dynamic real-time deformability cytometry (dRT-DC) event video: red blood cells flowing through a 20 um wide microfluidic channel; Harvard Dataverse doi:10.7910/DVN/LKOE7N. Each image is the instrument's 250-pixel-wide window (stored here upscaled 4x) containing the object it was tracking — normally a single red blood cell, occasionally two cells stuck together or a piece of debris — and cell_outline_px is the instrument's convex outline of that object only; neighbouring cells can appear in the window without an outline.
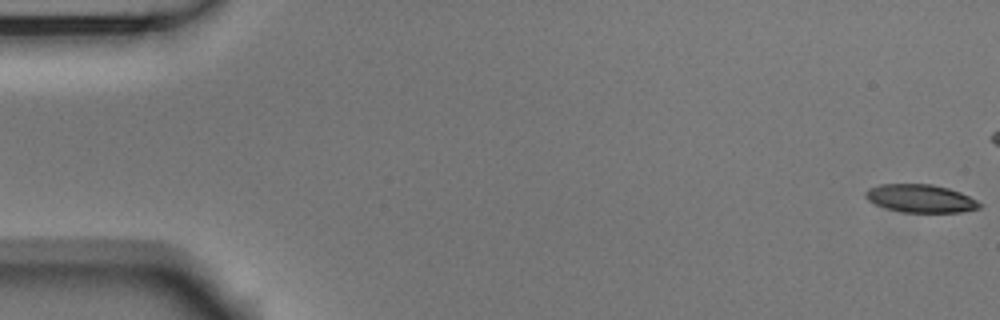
{"species": "Egyptian fruit bat (a non-hibernating species)", "species_latin": "Rousettus aegyptiacus", "temperature_condition": "room temperature", "stored_images_in_passage": 44, "camera_frame_rate_fps": 3000, "um_per_image_px": 0.085, "animal": {"sex": "male"}, "frame": {"image": 1, "passage_image": 1, "time_ms": 0.0, "image_size_px": [1000, 320], "cell_outline_px": [[984, 204], [980, 208], [960, 212], [900, 212], [876, 204], [868, 200], [864, 196], [864, 192], [868, 188], [880, 184], [932, 184], [948, 188], [960, 192]], "centroid_in_image_um": [78.24, 16.86], "position_along_channel_um": 6.8, "area_um2": 18.61}}
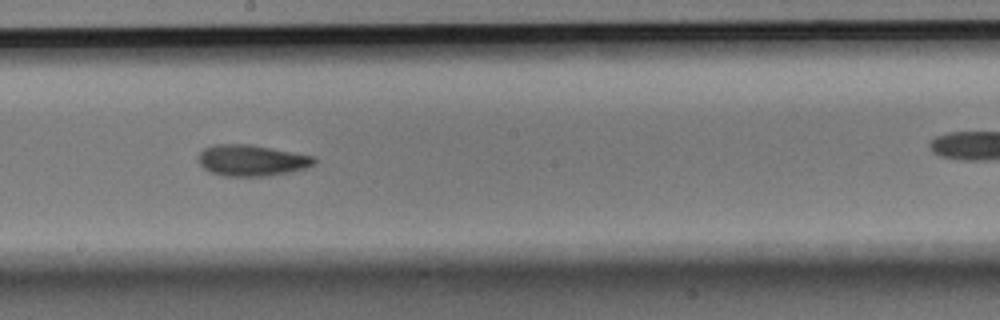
{"frame": {"image": 2, "passage_image": 30, "time_ms": 9.667, "image_size_px": [1000, 320], "cell_outline_px": [[316, 160], [312, 164], [304, 168], [292, 172], [268, 176], [224, 176], [212, 172], [204, 168], [200, 164], [200, 152], [204, 148], [212, 144], [248, 144], [316, 156]], "centroid_in_image_um": [21.4, 13.63], "position_along_channel_um": 226.8, "area_um2": 20.92}}
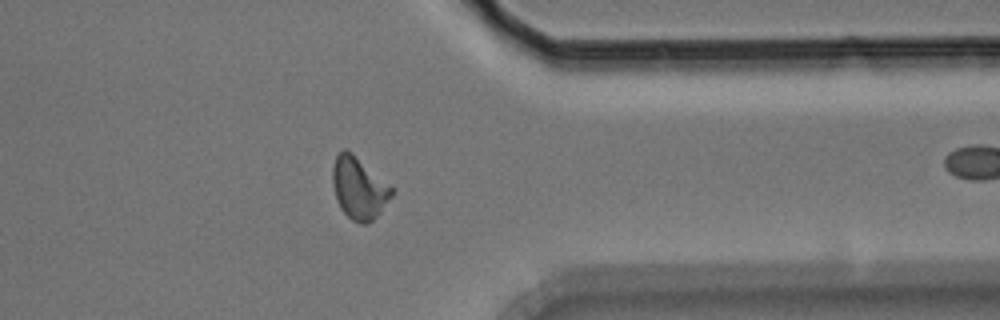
{"frame": {"image": 3, "passage_image": 43, "time_ms": 14.0, "image_size_px": [1000, 320], "cell_outline_px": [[396, 188], [392, 196], [380, 212], [368, 224], [360, 224], [352, 220], [340, 208], [336, 200], [332, 184], [332, 164], [336, 156], [344, 148], [352, 152]], "centroid_in_image_um": [30.52, 15.97], "position_along_channel_um": 380.9, "area_um2": 21.79}}